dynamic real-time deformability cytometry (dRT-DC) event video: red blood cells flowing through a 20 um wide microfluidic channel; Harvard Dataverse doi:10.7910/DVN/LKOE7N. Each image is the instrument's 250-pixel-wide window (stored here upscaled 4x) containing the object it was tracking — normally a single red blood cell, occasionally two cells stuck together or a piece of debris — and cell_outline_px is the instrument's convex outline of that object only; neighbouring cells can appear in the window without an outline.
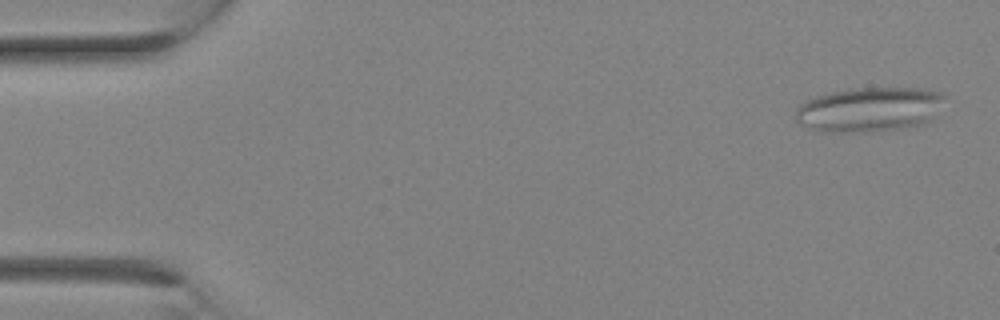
{"species": "Egyptian fruit bat (a non-hibernating species)", "species_latin": "Rousettus aegyptiacus", "temperature_condition": "room temperature", "stored_images_in_passage": 28, "camera_frame_rate_fps": 3000, "um_per_image_px": 0.085, "animal": {"sex": "female"}, "frame": {"image": 1, "passage_image": 1, "time_ms": 0.0, "image_size_px": [1000, 320], "cell_outline_px": [[944, 96], [932, 120], [924, 124], [904, 128], [872, 132], [820, 132], [800, 124], [796, 120], [796, 108], [804, 100], [816, 96], [832, 92], [860, 88], [916, 88], [940, 92]], "centroid_in_image_um": [73.86, 9.33], "position_along_channel_um": 11.1, "area_um2": 38.78}}
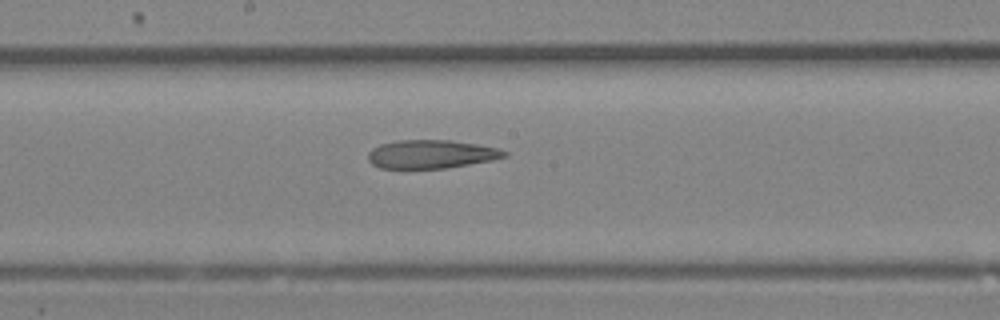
{"frame": {"image": 2, "passage_image": 15, "time_ms": 4.667, "image_size_px": [1000, 320], "cell_outline_px": [[508, 156], [492, 160], [448, 168], [380, 168], [372, 164], [368, 160], [368, 152], [372, 148], [380, 144], [396, 140], [452, 140], [500, 148], [508, 152]], "centroid_in_image_um": [36.66, 13.1], "position_along_channel_um": 211.5, "area_um2": 22.77}}
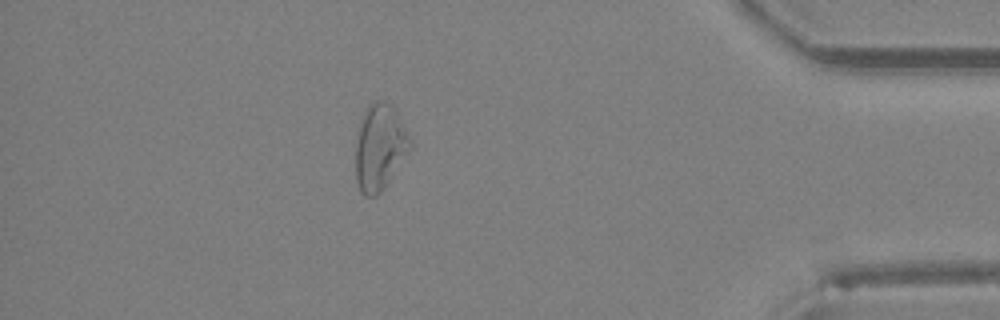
{"frame": {"image": 3, "passage_image": 25, "time_ms": 8.0, "image_size_px": [1000, 320], "cell_outline_px": [[412, 148], [380, 192], [376, 196], [364, 196], [360, 192], [356, 180], [356, 140], [360, 120], [368, 104], [376, 100], [384, 100], [392, 104], [396, 108], [412, 144]], "centroid_in_image_um": [32.27, 12.47], "position_along_channel_um": 402.9, "area_um2": 27.46}}